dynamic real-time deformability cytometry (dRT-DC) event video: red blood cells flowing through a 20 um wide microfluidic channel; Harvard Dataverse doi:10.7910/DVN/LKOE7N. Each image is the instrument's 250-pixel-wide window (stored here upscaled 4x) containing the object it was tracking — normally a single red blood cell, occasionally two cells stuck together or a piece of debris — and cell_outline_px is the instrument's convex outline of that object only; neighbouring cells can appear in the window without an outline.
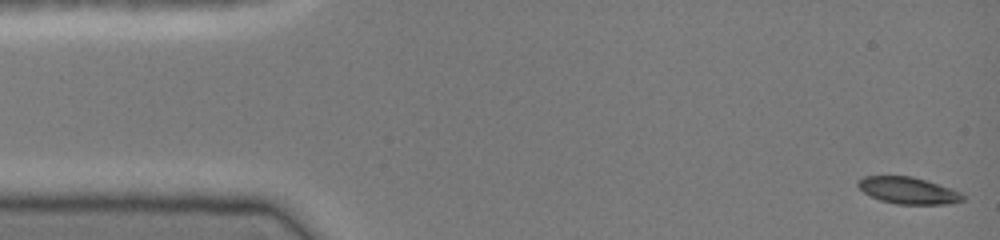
{"species": "common noctule bat (a hibernating species)", "species_latin": "Nyctalus noctula", "temperature_condition": "cold", "stored_images_in_passage": 46, "camera_frame_rate_fps": 3000, "um_per_image_px": 0.085, "animal": {"sex": "female", "body_mass_g": 19.0, "forearm_length_mm": 51.5}, "frame": {"image": 1, "passage_image": 1, "time_ms": 0.0, "image_size_px": [1000, 240], "cell_outline_px": [[964, 200], [948, 204], [896, 204], [880, 200], [864, 192], [856, 184], [864, 176], [912, 176], [960, 192], [964, 196]], "centroid_in_image_um": [77.18, 16.2], "position_along_channel_um": 7.8, "area_um2": 16.01}}
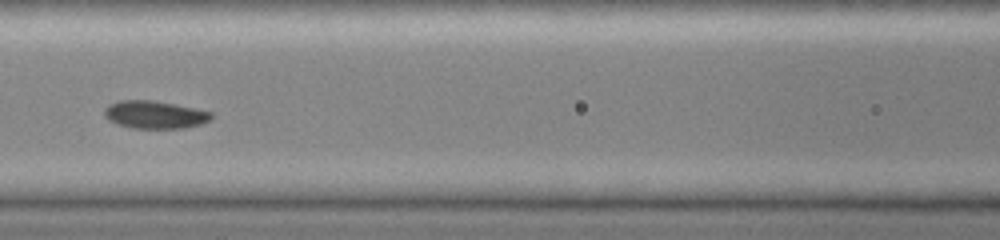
{"frame": {"image": 2, "passage_image": 20, "time_ms": 6.333, "image_size_px": [1000, 240], "cell_outline_px": [[212, 116], [208, 120], [200, 124], [184, 128], [132, 128], [108, 120], [104, 116], [104, 108], [108, 104], [120, 100], [152, 100], [212, 112]], "centroid_in_image_um": [13.1, 9.74], "position_along_channel_um": 153.5, "area_um2": 17.05}}
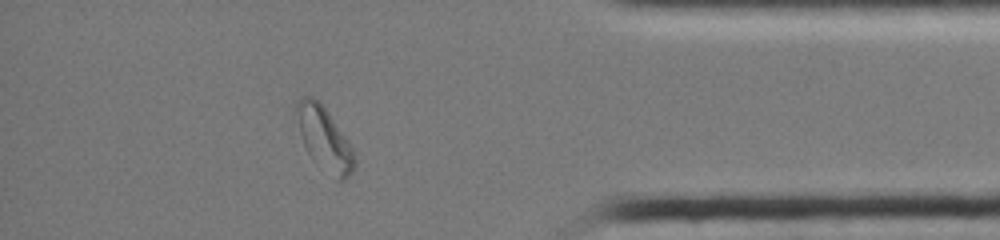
{"frame": {"image": 3, "passage_image": 40, "time_ms": 13.0, "image_size_px": [1000, 240], "cell_outline_px": [[356, 168], [344, 180], [336, 180], [312, 160], [304, 144], [300, 132], [296, 108], [296, 100], [300, 96], [312, 96], [328, 112], [348, 140], [352, 148], [356, 160]], "centroid_in_image_um": [27.59, 11.83], "position_along_channel_um": 407.6, "area_um2": 21.21}}